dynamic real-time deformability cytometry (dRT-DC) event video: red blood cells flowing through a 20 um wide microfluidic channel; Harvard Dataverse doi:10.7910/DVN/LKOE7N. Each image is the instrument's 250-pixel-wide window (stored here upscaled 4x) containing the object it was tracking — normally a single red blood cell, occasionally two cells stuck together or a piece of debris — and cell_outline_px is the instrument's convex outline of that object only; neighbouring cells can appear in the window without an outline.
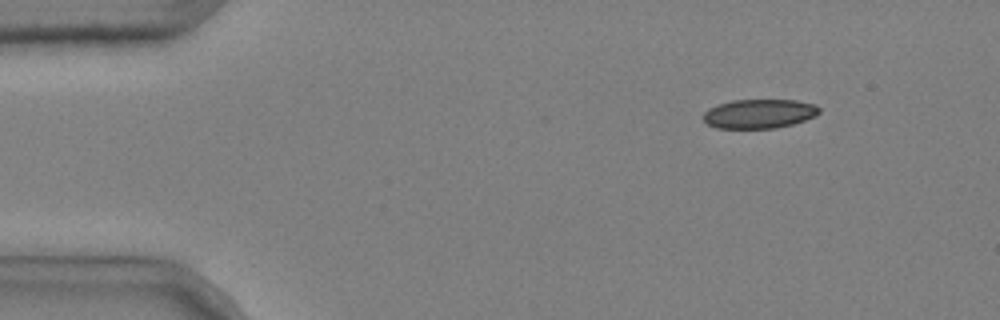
{"species": "common noctule bat (a hibernating species)", "species_latin": "Nyctalus noctula", "temperature_condition": "cold", "stored_images_in_passage": 4, "camera_frame_rate_fps": 3000, "um_per_image_px": 0.085, "animal": {"sex": "male", "body_mass_g": 20.4}, "frame": {"image": 1, "passage_image": 1, "time_ms": 0.0, "image_size_px": [1000, 320], "cell_outline_px": [[820, 112], [816, 116], [792, 124], [776, 128], [716, 128], [708, 124], [704, 120], [704, 112], [708, 108], [716, 104], [732, 100], [796, 100], [816, 104], [820, 108]], "centroid_in_image_um": [64.54, 9.66], "position_along_channel_um": 20.5, "area_um2": 19.83}}
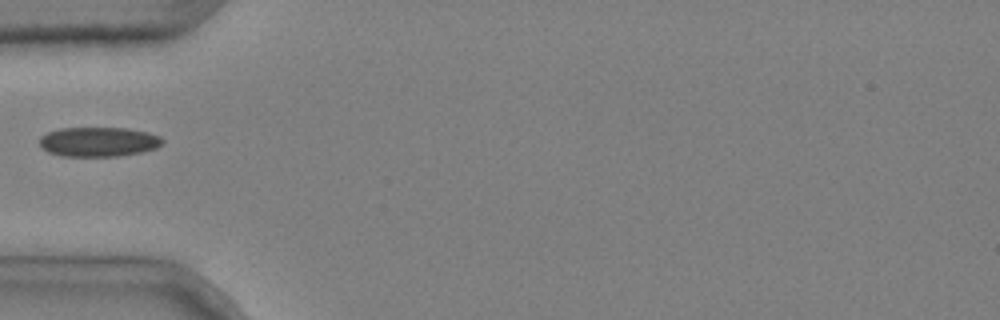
{"frame": {"image": 2, "passage_image": 3, "time_ms": 0.667, "image_size_px": [1000, 320], "cell_outline_px": [[164, 140], [156, 148], [140, 152], [120, 156], [60, 156], [48, 152], [40, 148], [40, 136], [48, 132], [60, 128], [128, 128], [148, 132], [160, 136]], "centroid_in_image_um": [8.35, 12.05], "position_along_channel_um": 76.7, "area_um2": 21.27}}